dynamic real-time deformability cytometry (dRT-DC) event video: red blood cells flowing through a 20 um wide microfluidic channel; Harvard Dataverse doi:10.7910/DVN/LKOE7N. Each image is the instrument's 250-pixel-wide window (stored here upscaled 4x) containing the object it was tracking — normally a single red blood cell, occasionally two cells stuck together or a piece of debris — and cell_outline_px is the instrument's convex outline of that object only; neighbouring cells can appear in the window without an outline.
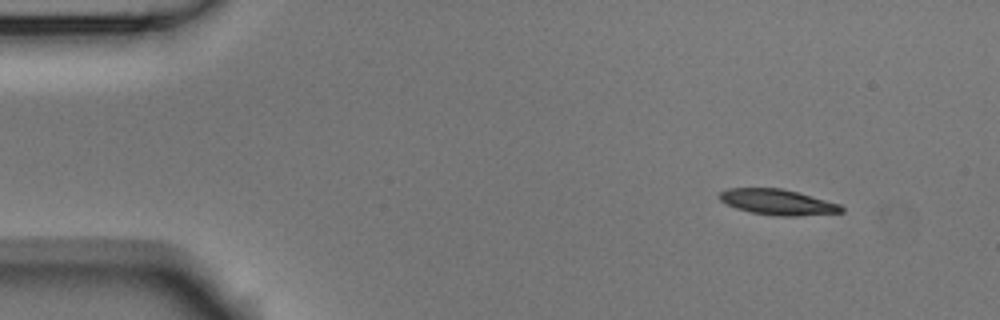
{"species": "Egyptian fruit bat (a non-hibernating species)", "species_latin": "Rousettus aegyptiacus", "temperature_condition": "room temperature", "stored_images_in_passage": 7, "camera_frame_rate_fps": 3000, "um_per_image_px": 0.085, "animal": {"sex": "male"}, "frame": {"image": 1, "passage_image": 1, "time_ms": 0.0, "image_size_px": [1000, 320], "cell_outline_px": [[844, 212], [796, 216], [780, 216], [752, 212], [736, 208], [720, 200], [716, 196], [720, 192], [728, 188], [784, 188], [800, 192], [840, 204], [844, 208]], "centroid_in_image_um": [66.11, 17.16], "position_along_channel_um": 18.9, "area_um2": 18.26}}
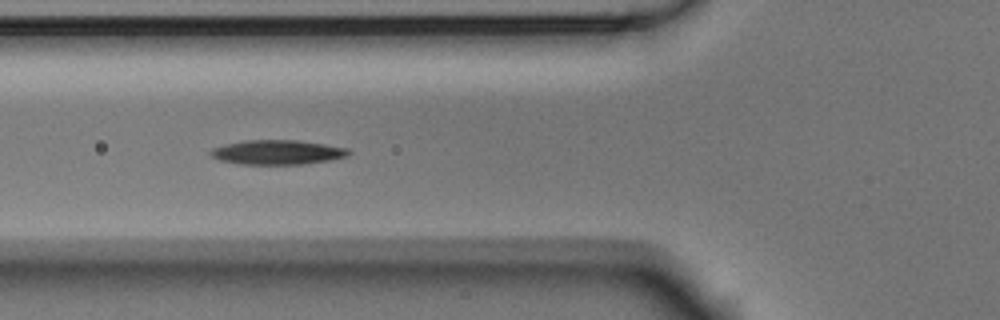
{"frame": {"image": 2, "passage_image": 5, "time_ms": 1.333, "image_size_px": [1000, 320], "cell_outline_px": [[352, 152], [348, 156], [332, 160], [304, 164], [240, 164], [220, 160], [212, 156], [208, 152], [212, 148], [224, 144], [244, 140], [300, 140], [348, 148]], "centroid_in_image_um": [23.6, 12.94], "position_along_channel_um": 102.2, "area_um2": 19.88}}
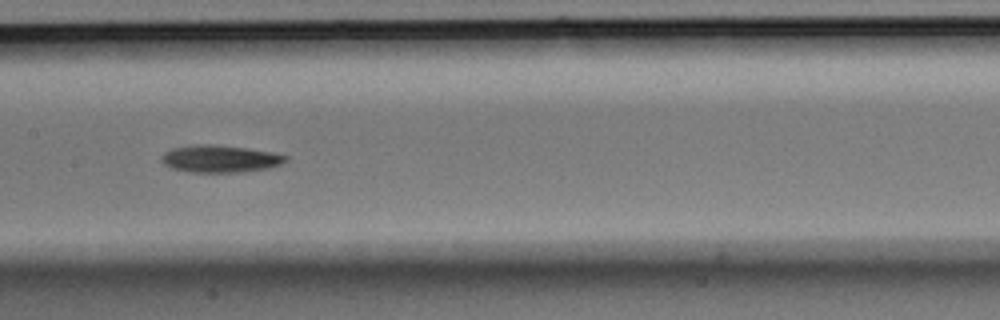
{"frame": {"image": 3, "passage_image": 7, "time_ms": 2.0, "image_size_px": [1000, 320], "cell_outline_px": [[288, 160], [280, 164], [268, 168], [244, 172], [192, 172], [172, 168], [164, 164], [160, 160], [160, 156], [164, 152], [172, 148], [196, 144], [212, 144], [248, 148], [272, 152], [288, 156]], "centroid_in_image_um": [18.69, 13.49], "position_along_channel_um": 188.7, "area_um2": 19.83}}